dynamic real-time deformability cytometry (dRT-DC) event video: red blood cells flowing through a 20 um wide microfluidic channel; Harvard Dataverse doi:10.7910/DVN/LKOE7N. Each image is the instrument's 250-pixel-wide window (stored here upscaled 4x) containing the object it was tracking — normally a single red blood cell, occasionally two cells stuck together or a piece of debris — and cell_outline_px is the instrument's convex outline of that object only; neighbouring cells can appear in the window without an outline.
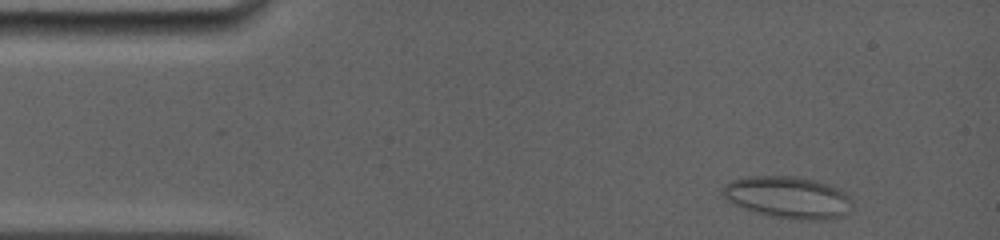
{"species": "common noctule bat (a hibernating species)", "species_latin": "Nyctalus noctula", "temperature_condition": "room temperature", "stored_images_in_passage": 27, "camera_frame_rate_fps": 5000, "um_per_image_px": 0.085, "animal": {"sex": "female", "body_mass_g": 19.0, "forearm_length_mm": 56.7}, "frame": {"image": 1, "passage_image": 3, "time_ms": 0.4, "image_size_px": [1000, 240], "cell_outline_px": [[852, 204], [848, 212], [844, 216], [824, 220], [808, 220], [776, 216], [756, 212], [732, 204], [720, 192], [720, 188], [724, 184], [732, 180], [748, 176], [792, 176], [812, 180], [828, 184], [840, 188], [852, 200]], "centroid_in_image_um": [66.97, 16.76], "position_along_channel_um": 18.0, "area_um2": 31.56}}
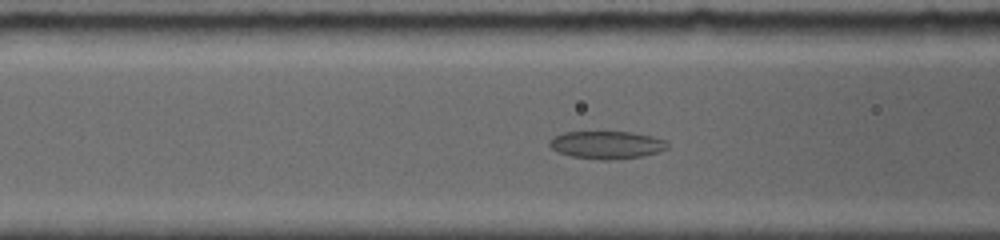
{"frame": {"image": 2, "passage_image": 19, "time_ms": 5.0, "image_size_px": [1000, 240], "cell_outline_px": [[668, 148], [656, 152], [640, 156], [612, 160], [600, 160], [572, 156], [560, 152], [552, 148], [548, 144], [552, 136], [564, 132], [632, 132], [652, 136], [664, 140], [668, 144]], "centroid_in_image_um": [51.55, 12.31], "position_along_channel_um": 115.1, "area_um2": 18.9}}
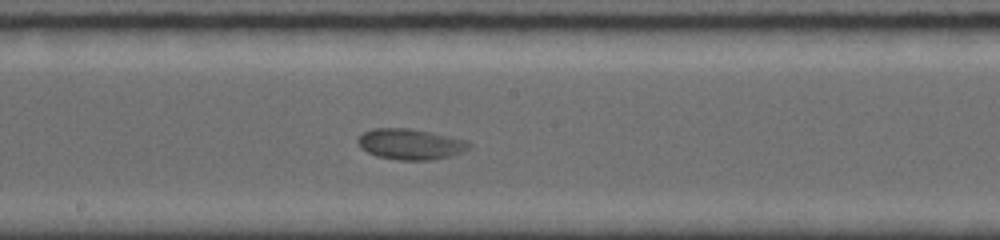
{"frame": {"image": 3, "passage_image": 27, "time_ms": 7.6, "image_size_px": [1000, 240], "cell_outline_px": [[472, 148], [448, 156], [428, 160], [400, 160], [376, 156], [360, 148], [356, 140], [364, 132], [372, 128], [408, 128], [468, 140], [472, 144]], "centroid_in_image_um": [34.87, 12.25], "position_along_channel_um": 213.3, "area_um2": 19.83}}